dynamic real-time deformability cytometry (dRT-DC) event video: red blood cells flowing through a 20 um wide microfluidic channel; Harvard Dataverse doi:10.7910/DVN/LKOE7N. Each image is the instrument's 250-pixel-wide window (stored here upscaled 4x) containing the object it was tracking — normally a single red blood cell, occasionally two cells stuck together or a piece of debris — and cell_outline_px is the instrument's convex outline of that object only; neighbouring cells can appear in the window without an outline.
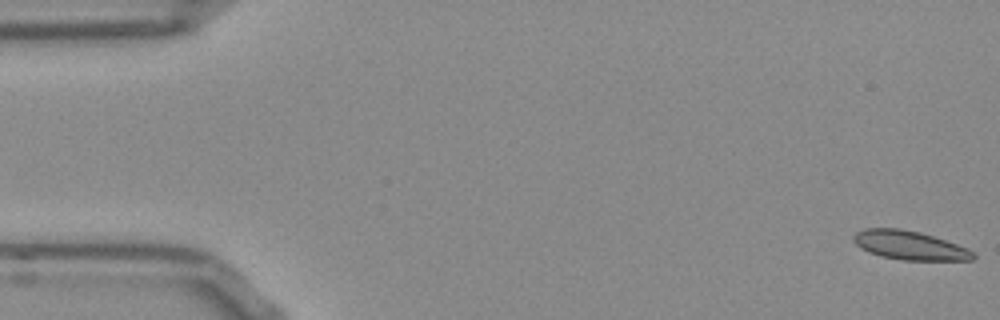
{"species": "Egyptian fruit bat (a non-hibernating species)", "species_latin": "Rousettus aegyptiacus", "temperature_condition": "room temperature", "stored_images_in_passage": 14, "camera_frame_rate_fps": 3000, "um_per_image_px": 0.085, "frame": {"image": 1, "passage_image": 1, "time_ms": 0.0, "image_size_px": [1000, 320], "cell_outline_px": [[976, 256], [972, 260], [900, 260], [880, 256], [868, 252], [860, 248], [852, 240], [852, 236], [856, 232], [864, 228], [900, 228], [920, 232], [968, 248]], "centroid_in_image_um": [77.26, 20.85], "position_along_channel_um": 7.7, "area_um2": 20.17}}